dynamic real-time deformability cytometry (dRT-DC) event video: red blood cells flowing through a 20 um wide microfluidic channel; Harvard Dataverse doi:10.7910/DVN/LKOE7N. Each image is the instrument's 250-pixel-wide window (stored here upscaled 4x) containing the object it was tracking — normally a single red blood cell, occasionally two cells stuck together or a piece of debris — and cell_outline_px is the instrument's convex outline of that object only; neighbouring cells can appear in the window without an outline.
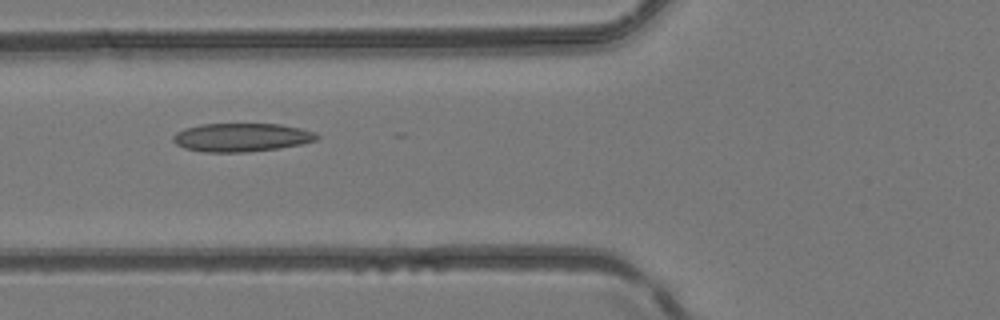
{"species": "common noctule bat (a hibernating species)", "species_latin": "Nyctalus noctula", "temperature_condition": "room temperature", "stored_images_in_passage": 6, "camera_frame_rate_fps": 3000, "um_per_image_px": 0.085, "animal": {"sex": "female", "body_mass_g": 24.6, "forearm_length_mm": 56.2}, "frame": {"image": 1, "passage_image": 6, "time_ms": 1.667, "image_size_px": [1000, 320], "cell_outline_px": [[320, 136], [316, 140], [300, 144], [280, 148], [244, 152], [204, 152], [184, 148], [176, 144], [172, 140], [172, 136], [176, 132], [184, 128], [200, 124], [280, 124], [300, 128], [316, 132]], "centroid_in_image_um": [20.51, 11.67], "position_along_channel_um": 105.3, "area_um2": 23.93}}